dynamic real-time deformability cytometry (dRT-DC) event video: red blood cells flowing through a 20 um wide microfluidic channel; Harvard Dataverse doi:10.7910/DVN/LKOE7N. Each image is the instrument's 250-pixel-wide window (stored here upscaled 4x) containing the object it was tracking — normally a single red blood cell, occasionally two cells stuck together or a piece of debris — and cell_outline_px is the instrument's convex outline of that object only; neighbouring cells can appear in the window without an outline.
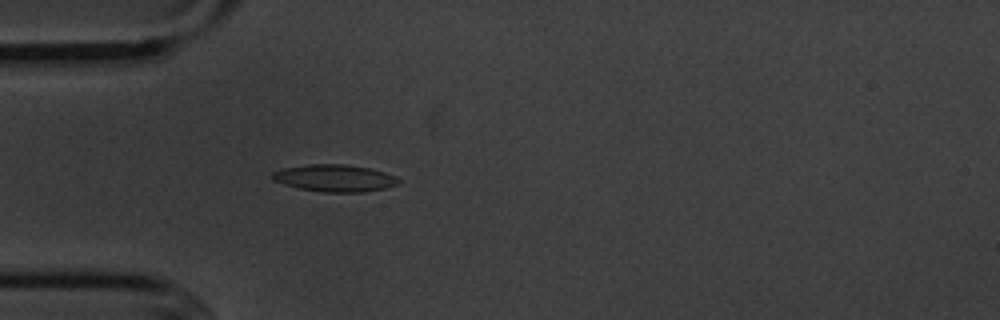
{"species": "common noctule bat (a hibernating species)", "species_latin": "Nyctalus noctula", "temperature_condition": "cold", "stored_images_in_passage": 5, "camera_frame_rate_fps": 3000, "um_per_image_px": 0.085, "animal": {"sex": "male", "body_mass_g": 20.1, "forearm_length_mm": 53.5}, "frame": {"image": 1, "passage_image": 5, "time_ms": 4.667, "image_size_px": [1000, 320], "cell_outline_px": [[400, 184], [384, 188], [364, 192], [324, 192], [300, 188], [284, 184], [272, 180], [272, 172], [284, 168], [308, 164], [340, 164], [368, 168], [384, 172], [396, 176], [400, 180]], "centroid_in_image_um": [28.46, 15.14], "position_along_channel_um": 56.5, "area_um2": 19.77}}